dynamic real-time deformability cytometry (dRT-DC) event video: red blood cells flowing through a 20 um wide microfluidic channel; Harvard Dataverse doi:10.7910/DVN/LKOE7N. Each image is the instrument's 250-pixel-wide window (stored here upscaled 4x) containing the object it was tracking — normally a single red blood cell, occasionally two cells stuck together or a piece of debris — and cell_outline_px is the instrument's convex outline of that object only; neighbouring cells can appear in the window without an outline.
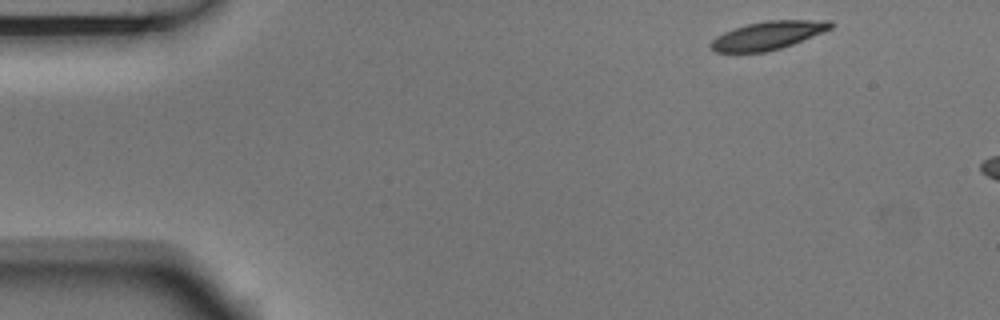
{"species": "Egyptian fruit bat (a non-hibernating species)", "species_latin": "Rousettus aegyptiacus", "temperature_condition": "room temperature", "stored_images_in_passage": 3, "camera_frame_rate_fps": 3000, "um_per_image_px": 0.085, "animal": {"sex": "male"}, "frame": {"image": 1, "passage_image": 1, "time_ms": 0.0, "image_size_px": [1000, 320], "cell_outline_px": [[836, 24], [832, 28], [792, 44], [780, 48], [764, 52], [716, 52], [708, 44], [716, 36], [732, 28], [748, 24], [768, 20], [832, 20]], "centroid_in_image_um": [65.28, 3.0], "position_along_channel_um": 19.7, "area_um2": 19.65}}